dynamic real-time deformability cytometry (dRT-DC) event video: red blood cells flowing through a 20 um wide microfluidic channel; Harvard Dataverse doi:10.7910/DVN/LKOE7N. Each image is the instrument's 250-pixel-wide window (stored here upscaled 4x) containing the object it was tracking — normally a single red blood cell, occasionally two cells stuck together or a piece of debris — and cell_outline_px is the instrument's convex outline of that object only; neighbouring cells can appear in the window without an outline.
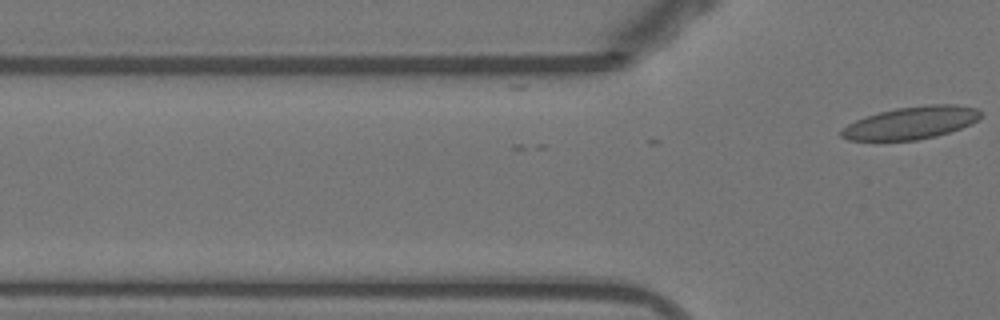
{"species": "Egyptian fruit bat (a non-hibernating species)", "species_latin": "Rousettus aegyptiacus", "temperature_condition": "warm", "stored_images_in_passage": 2, "camera_frame_rate_fps": 3000, "um_per_image_px": 0.085, "animal": {"sex": "female"}, "frame": {"image": 1, "passage_image": 2, "time_ms": 0.333, "image_size_px": [1000, 320], "cell_outline_px": [[980, 116], [972, 124], [936, 136], [916, 140], [848, 140], [840, 136], [840, 132], [848, 124], [856, 120], [880, 112], [896, 108], [928, 104], [956, 104], [976, 108], [980, 112]], "centroid_in_image_um": [77.46, 10.43], "position_along_channel_um": 48.3, "area_um2": 26.13}}